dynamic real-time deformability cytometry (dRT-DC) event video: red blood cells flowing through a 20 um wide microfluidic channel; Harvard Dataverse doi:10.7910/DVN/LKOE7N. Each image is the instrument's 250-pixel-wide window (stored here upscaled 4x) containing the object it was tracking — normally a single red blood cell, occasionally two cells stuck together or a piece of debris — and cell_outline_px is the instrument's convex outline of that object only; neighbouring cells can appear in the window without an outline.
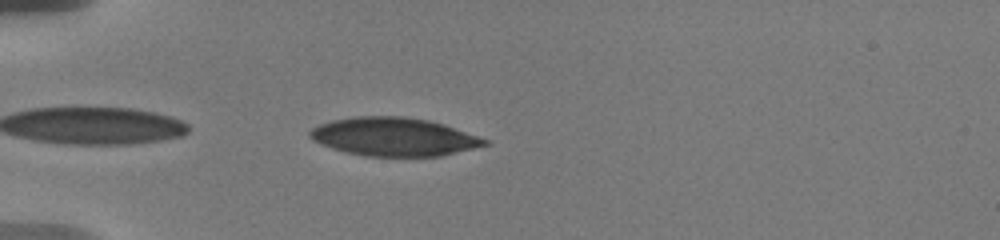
{"species": "human", "species_latin": "Homo sapiens", "temperature_condition": "warm", "stored_images_in_passage": 11, "camera_frame_rate_fps": 3000, "um_per_image_px": 0.085, "donor": {"sex": "male"}, "frame": {"image": 1, "passage_image": 3, "time_ms": 0.333, "image_size_px": [1000, 240], "cell_outline_px": [[488, 144], [440, 156], [364, 156], [332, 148], [312, 140], [308, 136], [308, 132], [312, 128], [320, 124], [332, 120], [356, 116], [400, 116], [428, 120], [444, 124], [488, 140]], "centroid_in_image_um": [33.43, 11.62], "position_along_channel_um": 51.6, "area_um2": 38.73}}
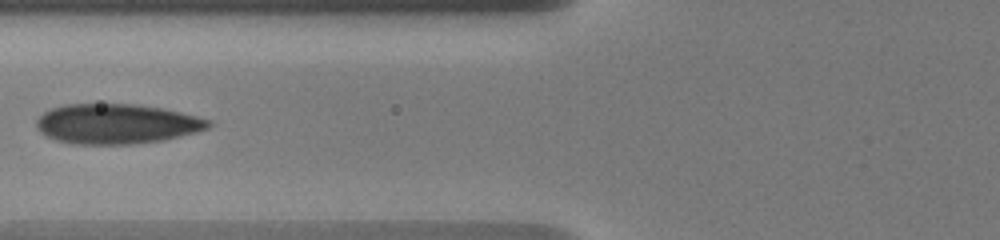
{"frame": {"image": 2, "passage_image": 8, "time_ms": 2.667, "image_size_px": [1000, 240], "cell_outline_px": [[212, 124], [208, 128], [196, 132], [164, 140], [132, 144], [72, 144], [56, 140], [40, 132], [36, 128], [36, 120], [44, 112], [52, 108], [64, 104], [136, 104], [164, 108], [212, 120]], "centroid_in_image_um": [9.92, 10.53], "position_along_channel_um": 115.9, "area_um2": 40.17}}
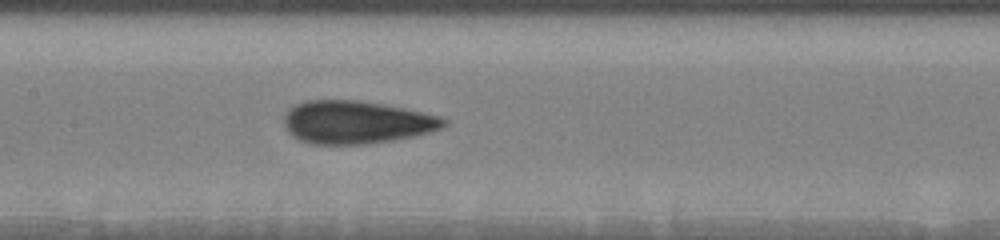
{"frame": {"image": 3, "passage_image": 11, "time_ms": 4.333, "image_size_px": [1000, 240], "cell_outline_px": [[448, 124], [440, 128], [428, 132], [412, 136], [392, 140], [364, 144], [312, 144], [300, 140], [288, 132], [284, 124], [284, 116], [288, 108], [304, 100], [360, 100], [384, 104], [404, 108], [440, 116], [448, 120]], "centroid_in_image_um": [30.26, 10.38], "position_along_channel_um": 177.1, "area_um2": 39.94}}